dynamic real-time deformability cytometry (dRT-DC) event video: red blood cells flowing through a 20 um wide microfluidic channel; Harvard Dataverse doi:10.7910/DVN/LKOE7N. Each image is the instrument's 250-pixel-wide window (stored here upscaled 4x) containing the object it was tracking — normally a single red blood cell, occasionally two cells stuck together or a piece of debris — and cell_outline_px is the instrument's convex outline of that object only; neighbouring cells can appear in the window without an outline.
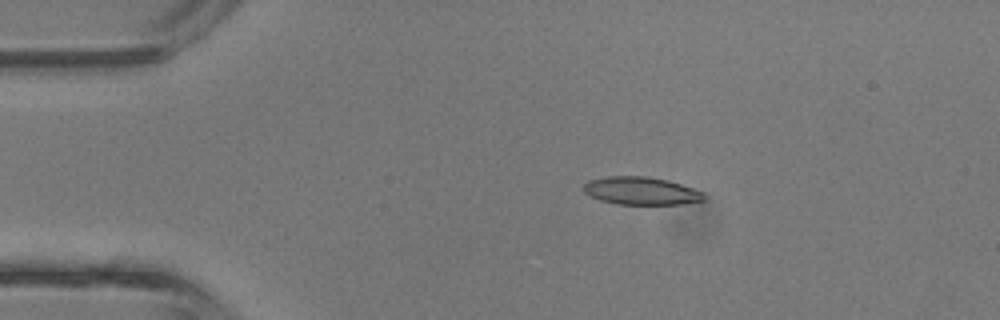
{"species": "common noctule bat (a hibernating species)", "species_latin": "Nyctalus noctula", "temperature_condition": "room temperature", "stored_images_in_passage": 36, "camera_frame_rate_fps": 3000, "um_per_image_px": 0.085, "animal": {"sex": "male", "body_mass_g": 13.3}, "frame": {"image": 1, "passage_image": 3, "time_ms": 0.667, "image_size_px": [1000, 320], "cell_outline_px": [[704, 200], [680, 204], [616, 204], [600, 200], [584, 192], [584, 184], [588, 180], [604, 176], [648, 176], [668, 180], [704, 192]], "centroid_in_image_um": [54.47, 16.21], "position_along_channel_um": 30.5, "area_um2": 19.48}}
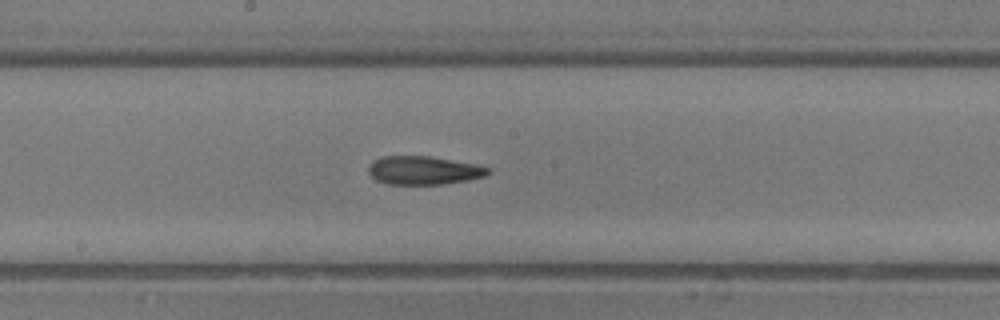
{"frame": {"image": 2, "passage_image": 17, "time_ms": 5.333, "image_size_px": [1000, 320], "cell_outline_px": [[492, 172], [484, 176], [468, 180], [444, 184], [388, 184], [376, 180], [368, 172], [368, 168], [372, 160], [384, 156], [428, 156], [480, 164], [488, 168]], "centroid_in_image_um": [36.03, 14.47], "position_along_channel_um": 212.2, "area_um2": 19.94}}
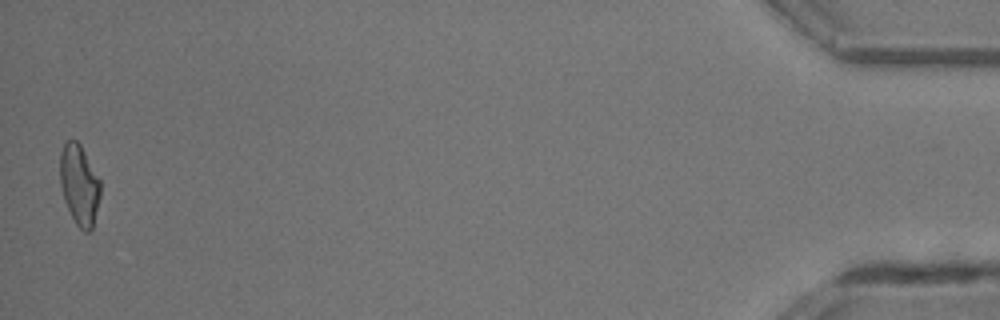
{"frame": {"image": 3, "passage_image": 36, "time_ms": 11.667, "image_size_px": [1000, 320], "cell_outline_px": [[100, 196], [92, 228], [88, 232], [84, 232], [76, 224], [64, 200], [60, 184], [60, 152], [64, 140], [76, 140], [80, 144], [100, 180]], "centroid_in_image_um": [6.72, 15.68], "position_along_channel_um": 428.5, "area_um2": 18.84}, "authors_computed_cell_mechanics": {"area_um2": 19.4786, "velocity_mm_per_s": 4.9844, "shape_relaxation_time_tau1_ms": 7.9875, "shape_relaxation_time_tau2_ms": 2.2492, "deformation_change_tau1": 0.2522, "deformation_change_tau2": 0.1211}}